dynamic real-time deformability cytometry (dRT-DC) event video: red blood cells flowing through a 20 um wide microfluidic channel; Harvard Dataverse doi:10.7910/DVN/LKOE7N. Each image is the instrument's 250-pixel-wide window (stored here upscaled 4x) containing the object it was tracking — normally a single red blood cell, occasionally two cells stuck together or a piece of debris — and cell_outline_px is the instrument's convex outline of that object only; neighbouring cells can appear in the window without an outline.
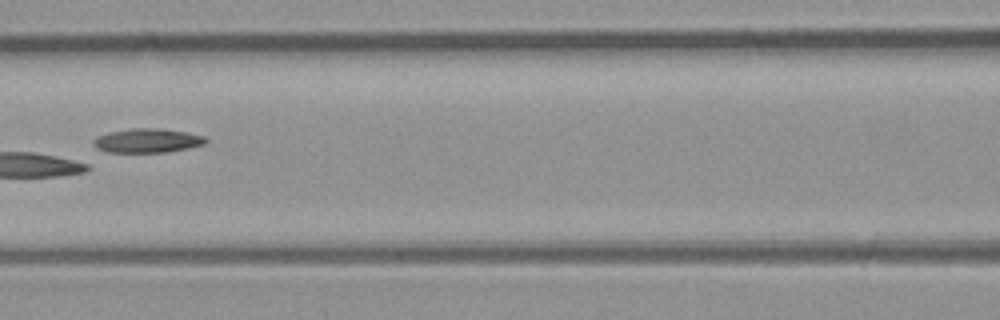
{"species": "common noctule bat (a hibernating species)", "species_latin": "Nyctalus noctula", "temperature_condition": "room temperature", "stored_images_in_passage": 7, "camera_frame_rate_fps": 3000, "um_per_image_px": 0.085, "animal": {"sex": "male", "body_mass_g": 23.1, "forearm_length_mm": 52.7}, "frame": {"image": 1, "passage_image": 6, "time_ms": 6.0, "image_size_px": [1000, 320], "cell_outline_px": [[208, 140], [204, 144], [188, 148], [164, 152], [108, 152], [96, 148], [92, 144], [92, 140], [96, 136], [108, 132], [132, 128], [160, 128], [188, 132], [204, 136]], "centroid_in_image_um": [12.49, 11.94], "position_along_channel_um": 154.1, "area_um2": 15.9}}
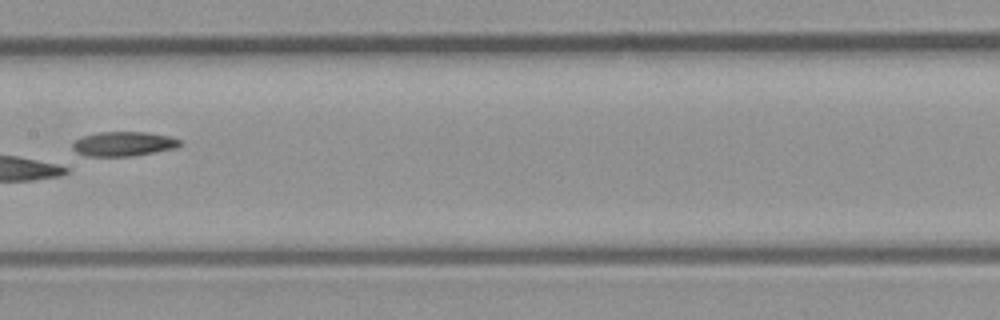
{"frame": {"image": 2, "passage_image": 7, "time_ms": 7.0, "image_size_px": [1000, 320], "cell_outline_px": [[180, 144], [176, 148], [132, 156], [88, 156], [76, 152], [72, 148], [72, 144], [80, 136], [100, 132], [148, 132], [168, 136], [180, 140]], "centroid_in_image_um": [10.47, 12.22], "position_along_channel_um": 196.9, "area_um2": 15.26}}